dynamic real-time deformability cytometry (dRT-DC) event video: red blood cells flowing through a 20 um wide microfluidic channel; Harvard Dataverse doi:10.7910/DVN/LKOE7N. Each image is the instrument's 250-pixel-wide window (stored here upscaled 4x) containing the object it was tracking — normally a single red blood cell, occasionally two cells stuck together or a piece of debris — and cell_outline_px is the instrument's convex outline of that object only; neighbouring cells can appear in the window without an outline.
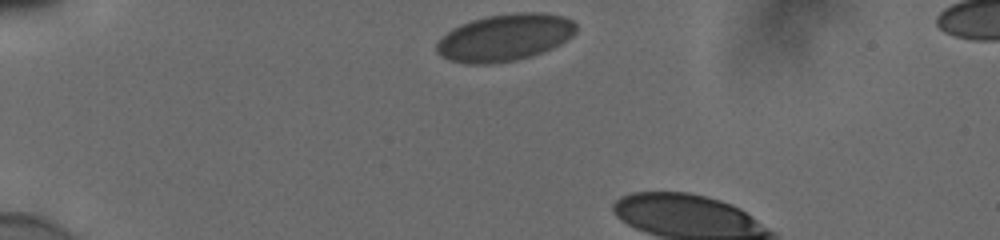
{"species": "human", "species_latin": "Homo sapiens", "temperature_condition": "cold", "stored_images_in_passage": 5, "camera_frame_rate_fps": 3000, "um_per_image_px": 0.085, "donor": {"sex": "male"}, "frame": {"image": 1, "passage_image": 1, "time_ms": 0.0, "image_size_px": [1000, 240], "cell_outline_px": [[576, 32], [572, 36], [560, 44], [552, 48], [516, 60], [488, 64], [468, 64], [452, 60], [436, 52], [436, 44], [452, 28], [460, 24], [472, 20], [488, 16], [516, 12], [544, 12], [564, 16], [572, 20], [576, 24]], "centroid_in_image_um": [42.94, 3.17], "position_along_channel_um": 42.1, "area_um2": 37.97}}